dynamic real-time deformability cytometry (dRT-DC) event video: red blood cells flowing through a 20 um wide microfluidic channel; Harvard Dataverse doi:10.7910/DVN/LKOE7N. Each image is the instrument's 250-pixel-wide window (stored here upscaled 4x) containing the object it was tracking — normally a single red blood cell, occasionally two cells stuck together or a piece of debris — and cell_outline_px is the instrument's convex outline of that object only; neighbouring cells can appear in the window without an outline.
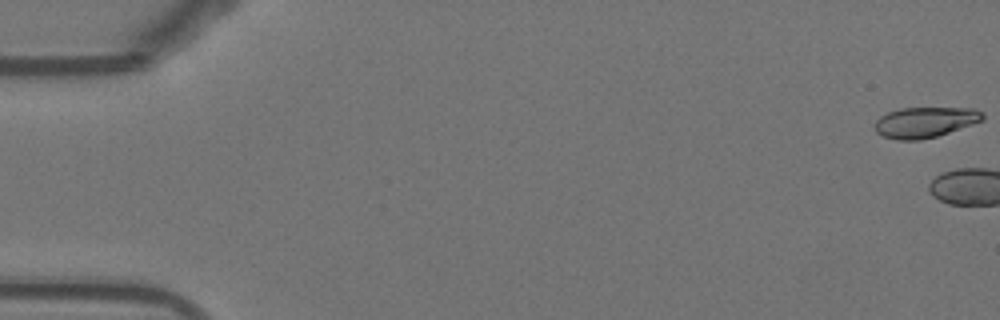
{"species": "Egyptian fruit bat (a non-hibernating species)", "species_latin": "Rousettus aegyptiacus", "temperature_condition": "warm", "stored_images_in_passage": 3, "camera_frame_rate_fps": 3000, "um_per_image_px": 0.085, "animal": {"sex": "female"}, "frame": {"image": 1, "passage_image": 1, "time_ms": 0.0, "image_size_px": [1000, 320], "cell_outline_px": [[984, 120], [936, 136], [920, 140], [896, 140], [884, 136], [876, 132], [876, 120], [880, 116], [888, 112], [900, 108], [976, 108], [984, 116]], "centroid_in_image_um": [78.62, 10.38], "position_along_channel_um": 6.4, "area_um2": 19.02}}